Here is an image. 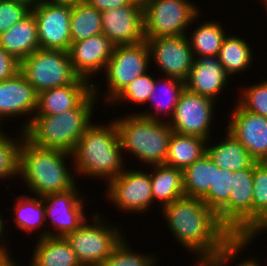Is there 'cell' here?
I'll return each mask as SVG.
<instances>
[{
	"instance_id": "c3c4849f",
	"label": "cell",
	"mask_w": 267,
	"mask_h": 266,
	"mask_svg": "<svg viewBox=\"0 0 267 266\" xmlns=\"http://www.w3.org/2000/svg\"><path fill=\"white\" fill-rule=\"evenodd\" d=\"M26 3L27 5L33 7L35 6L39 0H17Z\"/></svg>"
},
{
	"instance_id": "ba28073f",
	"label": "cell",
	"mask_w": 267,
	"mask_h": 266,
	"mask_svg": "<svg viewBox=\"0 0 267 266\" xmlns=\"http://www.w3.org/2000/svg\"><path fill=\"white\" fill-rule=\"evenodd\" d=\"M20 72L37 93L73 84L79 78L69 53L63 50L37 49L20 62Z\"/></svg>"
},
{
	"instance_id": "5b68a950",
	"label": "cell",
	"mask_w": 267,
	"mask_h": 266,
	"mask_svg": "<svg viewBox=\"0 0 267 266\" xmlns=\"http://www.w3.org/2000/svg\"><path fill=\"white\" fill-rule=\"evenodd\" d=\"M123 152L146 165L164 164L173 130L169 122L153 120L133 113L115 118Z\"/></svg>"
},
{
	"instance_id": "6da1fadb",
	"label": "cell",
	"mask_w": 267,
	"mask_h": 266,
	"mask_svg": "<svg viewBox=\"0 0 267 266\" xmlns=\"http://www.w3.org/2000/svg\"><path fill=\"white\" fill-rule=\"evenodd\" d=\"M161 211L175 241L197 257L215 254L233 236L200 198L184 195Z\"/></svg>"
},
{
	"instance_id": "44dd1931",
	"label": "cell",
	"mask_w": 267,
	"mask_h": 266,
	"mask_svg": "<svg viewBox=\"0 0 267 266\" xmlns=\"http://www.w3.org/2000/svg\"><path fill=\"white\" fill-rule=\"evenodd\" d=\"M90 82L79 77L73 84L38 93L35 115H56L77 107L93 91Z\"/></svg>"
},
{
	"instance_id": "8fae6325",
	"label": "cell",
	"mask_w": 267,
	"mask_h": 266,
	"mask_svg": "<svg viewBox=\"0 0 267 266\" xmlns=\"http://www.w3.org/2000/svg\"><path fill=\"white\" fill-rule=\"evenodd\" d=\"M105 195L109 203L123 211V213L139 214L146 212L154 202L151 188V176L148 171L130 170L124 171L107 183Z\"/></svg>"
},
{
	"instance_id": "ffe728a7",
	"label": "cell",
	"mask_w": 267,
	"mask_h": 266,
	"mask_svg": "<svg viewBox=\"0 0 267 266\" xmlns=\"http://www.w3.org/2000/svg\"><path fill=\"white\" fill-rule=\"evenodd\" d=\"M229 77L217 56H201L194 59L185 87L216 101V96L228 85Z\"/></svg>"
},
{
	"instance_id": "d6986e66",
	"label": "cell",
	"mask_w": 267,
	"mask_h": 266,
	"mask_svg": "<svg viewBox=\"0 0 267 266\" xmlns=\"http://www.w3.org/2000/svg\"><path fill=\"white\" fill-rule=\"evenodd\" d=\"M114 47L115 45L103 33L72 42L68 53L75 73L91 81L90 78H93L99 71L104 72Z\"/></svg>"
},
{
	"instance_id": "d6a6232c",
	"label": "cell",
	"mask_w": 267,
	"mask_h": 266,
	"mask_svg": "<svg viewBox=\"0 0 267 266\" xmlns=\"http://www.w3.org/2000/svg\"><path fill=\"white\" fill-rule=\"evenodd\" d=\"M267 222V167L262 162L253 164V231Z\"/></svg>"
},
{
	"instance_id": "7c38bea8",
	"label": "cell",
	"mask_w": 267,
	"mask_h": 266,
	"mask_svg": "<svg viewBox=\"0 0 267 266\" xmlns=\"http://www.w3.org/2000/svg\"><path fill=\"white\" fill-rule=\"evenodd\" d=\"M38 31L41 49L67 51L71 45V4L39 0L31 8Z\"/></svg>"
},
{
	"instance_id": "d4e9b609",
	"label": "cell",
	"mask_w": 267,
	"mask_h": 266,
	"mask_svg": "<svg viewBox=\"0 0 267 266\" xmlns=\"http://www.w3.org/2000/svg\"><path fill=\"white\" fill-rule=\"evenodd\" d=\"M30 266H82L65 237L38 238Z\"/></svg>"
},
{
	"instance_id": "5bb4252c",
	"label": "cell",
	"mask_w": 267,
	"mask_h": 266,
	"mask_svg": "<svg viewBox=\"0 0 267 266\" xmlns=\"http://www.w3.org/2000/svg\"><path fill=\"white\" fill-rule=\"evenodd\" d=\"M215 104L216 101L211 98L192 93L185 88L172 118L168 121L171 129L178 134L210 140Z\"/></svg>"
},
{
	"instance_id": "7402d4cb",
	"label": "cell",
	"mask_w": 267,
	"mask_h": 266,
	"mask_svg": "<svg viewBox=\"0 0 267 266\" xmlns=\"http://www.w3.org/2000/svg\"><path fill=\"white\" fill-rule=\"evenodd\" d=\"M0 46L19 62L40 48L33 12L0 35Z\"/></svg>"
},
{
	"instance_id": "e575fe53",
	"label": "cell",
	"mask_w": 267,
	"mask_h": 266,
	"mask_svg": "<svg viewBox=\"0 0 267 266\" xmlns=\"http://www.w3.org/2000/svg\"><path fill=\"white\" fill-rule=\"evenodd\" d=\"M21 132L19 137L22 139L6 136L5 133L0 135V180L19 176V150L25 137L24 131Z\"/></svg>"
},
{
	"instance_id": "f6af8a7d",
	"label": "cell",
	"mask_w": 267,
	"mask_h": 266,
	"mask_svg": "<svg viewBox=\"0 0 267 266\" xmlns=\"http://www.w3.org/2000/svg\"><path fill=\"white\" fill-rule=\"evenodd\" d=\"M198 259V260H197ZM197 264L194 266H216L208 257H197Z\"/></svg>"
},
{
	"instance_id": "9c48e42d",
	"label": "cell",
	"mask_w": 267,
	"mask_h": 266,
	"mask_svg": "<svg viewBox=\"0 0 267 266\" xmlns=\"http://www.w3.org/2000/svg\"><path fill=\"white\" fill-rule=\"evenodd\" d=\"M150 60V49L146 41L115 46L103 72L109 87L103 100L113 102L133 80L149 70Z\"/></svg>"
},
{
	"instance_id": "83f0119b",
	"label": "cell",
	"mask_w": 267,
	"mask_h": 266,
	"mask_svg": "<svg viewBox=\"0 0 267 266\" xmlns=\"http://www.w3.org/2000/svg\"><path fill=\"white\" fill-rule=\"evenodd\" d=\"M251 50L250 44L245 39L228 34L217 57L225 72L231 76L246 71L252 65L254 57Z\"/></svg>"
},
{
	"instance_id": "277c9868",
	"label": "cell",
	"mask_w": 267,
	"mask_h": 266,
	"mask_svg": "<svg viewBox=\"0 0 267 266\" xmlns=\"http://www.w3.org/2000/svg\"><path fill=\"white\" fill-rule=\"evenodd\" d=\"M96 87L93 84V91L75 108L56 115H34L24 131L25 137L39 147L72 153L92 123L93 107L100 97Z\"/></svg>"
},
{
	"instance_id": "836d02e7",
	"label": "cell",
	"mask_w": 267,
	"mask_h": 266,
	"mask_svg": "<svg viewBox=\"0 0 267 266\" xmlns=\"http://www.w3.org/2000/svg\"><path fill=\"white\" fill-rule=\"evenodd\" d=\"M232 174L230 170L220 169L214 163L213 185L201 200L216 214L228 203L232 188Z\"/></svg>"
},
{
	"instance_id": "816d5d0a",
	"label": "cell",
	"mask_w": 267,
	"mask_h": 266,
	"mask_svg": "<svg viewBox=\"0 0 267 266\" xmlns=\"http://www.w3.org/2000/svg\"><path fill=\"white\" fill-rule=\"evenodd\" d=\"M3 132H2V128H1V125H0V135L2 134Z\"/></svg>"
},
{
	"instance_id": "f546056e",
	"label": "cell",
	"mask_w": 267,
	"mask_h": 266,
	"mask_svg": "<svg viewBox=\"0 0 267 266\" xmlns=\"http://www.w3.org/2000/svg\"><path fill=\"white\" fill-rule=\"evenodd\" d=\"M71 42L85 40L102 32V14L86 2L71 4Z\"/></svg>"
},
{
	"instance_id": "4dcf8cb0",
	"label": "cell",
	"mask_w": 267,
	"mask_h": 266,
	"mask_svg": "<svg viewBox=\"0 0 267 266\" xmlns=\"http://www.w3.org/2000/svg\"><path fill=\"white\" fill-rule=\"evenodd\" d=\"M214 162L205 153L183 170L184 195L202 198L213 185Z\"/></svg>"
},
{
	"instance_id": "52a82bcc",
	"label": "cell",
	"mask_w": 267,
	"mask_h": 266,
	"mask_svg": "<svg viewBox=\"0 0 267 266\" xmlns=\"http://www.w3.org/2000/svg\"><path fill=\"white\" fill-rule=\"evenodd\" d=\"M94 214L89 224L85 221L77 230L65 236L82 266H98L125 235L120 231L121 228L106 223V220L104 222L100 213Z\"/></svg>"
},
{
	"instance_id": "e0dca14e",
	"label": "cell",
	"mask_w": 267,
	"mask_h": 266,
	"mask_svg": "<svg viewBox=\"0 0 267 266\" xmlns=\"http://www.w3.org/2000/svg\"><path fill=\"white\" fill-rule=\"evenodd\" d=\"M37 97L38 93L20 71L12 78L0 81V122L10 117L18 116L19 120L20 116H29L26 124L20 127L25 131L35 115Z\"/></svg>"
},
{
	"instance_id": "8992f818",
	"label": "cell",
	"mask_w": 267,
	"mask_h": 266,
	"mask_svg": "<svg viewBox=\"0 0 267 266\" xmlns=\"http://www.w3.org/2000/svg\"><path fill=\"white\" fill-rule=\"evenodd\" d=\"M188 0H142L145 38L187 35L185 29L200 16Z\"/></svg>"
},
{
	"instance_id": "30bf717a",
	"label": "cell",
	"mask_w": 267,
	"mask_h": 266,
	"mask_svg": "<svg viewBox=\"0 0 267 266\" xmlns=\"http://www.w3.org/2000/svg\"><path fill=\"white\" fill-rule=\"evenodd\" d=\"M217 218L233 236H247L253 231V165L233 172L229 201Z\"/></svg>"
},
{
	"instance_id": "8d00e7d4",
	"label": "cell",
	"mask_w": 267,
	"mask_h": 266,
	"mask_svg": "<svg viewBox=\"0 0 267 266\" xmlns=\"http://www.w3.org/2000/svg\"><path fill=\"white\" fill-rule=\"evenodd\" d=\"M251 242L252 240L248 236H232L215 254L210 255L208 258L216 266H227L232 260L234 261L238 253L241 254L242 250L247 247L246 245L249 246ZM244 260L235 266H260V263L255 261L256 259L252 257Z\"/></svg>"
},
{
	"instance_id": "7dc6e473",
	"label": "cell",
	"mask_w": 267,
	"mask_h": 266,
	"mask_svg": "<svg viewBox=\"0 0 267 266\" xmlns=\"http://www.w3.org/2000/svg\"><path fill=\"white\" fill-rule=\"evenodd\" d=\"M44 1L53 2V3H69V4L85 2V0H44Z\"/></svg>"
},
{
	"instance_id": "4fadbf2b",
	"label": "cell",
	"mask_w": 267,
	"mask_h": 266,
	"mask_svg": "<svg viewBox=\"0 0 267 266\" xmlns=\"http://www.w3.org/2000/svg\"><path fill=\"white\" fill-rule=\"evenodd\" d=\"M76 185L66 191L47 194L42 196L44 207H45V217L51 226L56 230L55 232L51 230H42L39 233V238L46 236L52 237H65L67 234L77 230L86 220L84 214V196L79 195L78 188ZM50 231V232H49ZM55 233V234H54Z\"/></svg>"
},
{
	"instance_id": "ee69618b",
	"label": "cell",
	"mask_w": 267,
	"mask_h": 266,
	"mask_svg": "<svg viewBox=\"0 0 267 266\" xmlns=\"http://www.w3.org/2000/svg\"><path fill=\"white\" fill-rule=\"evenodd\" d=\"M2 218H3V216H1V214H0V240L1 241L3 240L2 242L0 241V252L9 250L7 248V242H5V240H4V236L2 237V235L4 234L3 233L4 232L3 230L5 229V227H4L5 222H4V220ZM4 243H6V244L4 245Z\"/></svg>"
},
{
	"instance_id": "ac0fdd59",
	"label": "cell",
	"mask_w": 267,
	"mask_h": 266,
	"mask_svg": "<svg viewBox=\"0 0 267 266\" xmlns=\"http://www.w3.org/2000/svg\"><path fill=\"white\" fill-rule=\"evenodd\" d=\"M230 120L226 130L256 162H262L267 157V117L247 111L236 103Z\"/></svg>"
},
{
	"instance_id": "cb8c5ba5",
	"label": "cell",
	"mask_w": 267,
	"mask_h": 266,
	"mask_svg": "<svg viewBox=\"0 0 267 266\" xmlns=\"http://www.w3.org/2000/svg\"><path fill=\"white\" fill-rule=\"evenodd\" d=\"M225 138L213 146L208 144L206 153L211 160L220 168L236 172L241 169L250 168L256 161L250 156L248 150L225 129Z\"/></svg>"
},
{
	"instance_id": "bcb514c9",
	"label": "cell",
	"mask_w": 267,
	"mask_h": 266,
	"mask_svg": "<svg viewBox=\"0 0 267 266\" xmlns=\"http://www.w3.org/2000/svg\"><path fill=\"white\" fill-rule=\"evenodd\" d=\"M267 232V222L260 228V229H258V230H255V231H252L250 234H248L247 236L251 239V240H253L256 236H257V234L259 235V233L261 232Z\"/></svg>"
},
{
	"instance_id": "9a60e30c",
	"label": "cell",
	"mask_w": 267,
	"mask_h": 266,
	"mask_svg": "<svg viewBox=\"0 0 267 266\" xmlns=\"http://www.w3.org/2000/svg\"><path fill=\"white\" fill-rule=\"evenodd\" d=\"M145 39L150 49V61H154L164 77L185 82L195 59L187 35Z\"/></svg>"
},
{
	"instance_id": "f907efd6",
	"label": "cell",
	"mask_w": 267,
	"mask_h": 266,
	"mask_svg": "<svg viewBox=\"0 0 267 266\" xmlns=\"http://www.w3.org/2000/svg\"><path fill=\"white\" fill-rule=\"evenodd\" d=\"M262 163L267 167V157L262 161Z\"/></svg>"
},
{
	"instance_id": "1f68e13d",
	"label": "cell",
	"mask_w": 267,
	"mask_h": 266,
	"mask_svg": "<svg viewBox=\"0 0 267 266\" xmlns=\"http://www.w3.org/2000/svg\"><path fill=\"white\" fill-rule=\"evenodd\" d=\"M18 197V198H17ZM16 197V206L13 207L14 218L17 229L23 230L27 233H33L41 226L45 225V207L42 197L20 195Z\"/></svg>"
},
{
	"instance_id": "603a6c76",
	"label": "cell",
	"mask_w": 267,
	"mask_h": 266,
	"mask_svg": "<svg viewBox=\"0 0 267 266\" xmlns=\"http://www.w3.org/2000/svg\"><path fill=\"white\" fill-rule=\"evenodd\" d=\"M156 78L157 79H155V82L153 84V90L147 101V103H151L150 106H152V109L154 108L153 110L155 112H150L146 107V110H144V112H138L136 114L145 118L161 121L162 119L164 120L163 116L172 118L180 95L186 87L185 82L178 78L165 77L163 79H160L161 81L158 80V77ZM160 93L162 96H160ZM161 113L164 115L162 116Z\"/></svg>"
},
{
	"instance_id": "4316f807",
	"label": "cell",
	"mask_w": 267,
	"mask_h": 266,
	"mask_svg": "<svg viewBox=\"0 0 267 266\" xmlns=\"http://www.w3.org/2000/svg\"><path fill=\"white\" fill-rule=\"evenodd\" d=\"M207 139L173 132L164 164L184 170L206 153Z\"/></svg>"
},
{
	"instance_id": "f1b7e54d",
	"label": "cell",
	"mask_w": 267,
	"mask_h": 266,
	"mask_svg": "<svg viewBox=\"0 0 267 266\" xmlns=\"http://www.w3.org/2000/svg\"><path fill=\"white\" fill-rule=\"evenodd\" d=\"M194 32L188 36L194 58L201 56H218L225 37L222 25L214 20L205 21L195 27Z\"/></svg>"
},
{
	"instance_id": "b9f144b4",
	"label": "cell",
	"mask_w": 267,
	"mask_h": 266,
	"mask_svg": "<svg viewBox=\"0 0 267 266\" xmlns=\"http://www.w3.org/2000/svg\"><path fill=\"white\" fill-rule=\"evenodd\" d=\"M134 0H85V2L95 7L99 12L110 9L121 8L130 5Z\"/></svg>"
},
{
	"instance_id": "484cf974",
	"label": "cell",
	"mask_w": 267,
	"mask_h": 266,
	"mask_svg": "<svg viewBox=\"0 0 267 266\" xmlns=\"http://www.w3.org/2000/svg\"><path fill=\"white\" fill-rule=\"evenodd\" d=\"M153 200L160 202L161 209L184 196L183 170L165 164L151 166Z\"/></svg>"
},
{
	"instance_id": "681fc988",
	"label": "cell",
	"mask_w": 267,
	"mask_h": 266,
	"mask_svg": "<svg viewBox=\"0 0 267 266\" xmlns=\"http://www.w3.org/2000/svg\"><path fill=\"white\" fill-rule=\"evenodd\" d=\"M262 1H263L265 9L267 10V0H262ZM266 13H267V11H266Z\"/></svg>"
},
{
	"instance_id": "60d3db41",
	"label": "cell",
	"mask_w": 267,
	"mask_h": 266,
	"mask_svg": "<svg viewBox=\"0 0 267 266\" xmlns=\"http://www.w3.org/2000/svg\"><path fill=\"white\" fill-rule=\"evenodd\" d=\"M20 71V62L0 46V81L12 78Z\"/></svg>"
},
{
	"instance_id": "74e56055",
	"label": "cell",
	"mask_w": 267,
	"mask_h": 266,
	"mask_svg": "<svg viewBox=\"0 0 267 266\" xmlns=\"http://www.w3.org/2000/svg\"><path fill=\"white\" fill-rule=\"evenodd\" d=\"M237 103L245 110L267 117V80L245 86Z\"/></svg>"
},
{
	"instance_id": "7a4b0ae2",
	"label": "cell",
	"mask_w": 267,
	"mask_h": 266,
	"mask_svg": "<svg viewBox=\"0 0 267 266\" xmlns=\"http://www.w3.org/2000/svg\"><path fill=\"white\" fill-rule=\"evenodd\" d=\"M94 124L96 123H91L86 128L71 153V161L75 167L72 166V169L76 171L73 174L103 178L108 182L118 177L125 169L123 150L113 120L104 124L105 126Z\"/></svg>"
},
{
	"instance_id": "f35d334b",
	"label": "cell",
	"mask_w": 267,
	"mask_h": 266,
	"mask_svg": "<svg viewBox=\"0 0 267 266\" xmlns=\"http://www.w3.org/2000/svg\"><path fill=\"white\" fill-rule=\"evenodd\" d=\"M149 70L133 80L114 100L113 103L134 102L135 104H143L153 90L155 79L152 75L147 74ZM119 101V102H118Z\"/></svg>"
},
{
	"instance_id": "ab89813d",
	"label": "cell",
	"mask_w": 267,
	"mask_h": 266,
	"mask_svg": "<svg viewBox=\"0 0 267 266\" xmlns=\"http://www.w3.org/2000/svg\"><path fill=\"white\" fill-rule=\"evenodd\" d=\"M31 6L17 0L0 1V35L31 12Z\"/></svg>"
},
{
	"instance_id": "3957f363",
	"label": "cell",
	"mask_w": 267,
	"mask_h": 266,
	"mask_svg": "<svg viewBox=\"0 0 267 266\" xmlns=\"http://www.w3.org/2000/svg\"><path fill=\"white\" fill-rule=\"evenodd\" d=\"M71 158V153L39 147L24 137L19 150L18 177L34 196L69 190L77 184L65 162Z\"/></svg>"
},
{
	"instance_id": "7bdbcfd3",
	"label": "cell",
	"mask_w": 267,
	"mask_h": 266,
	"mask_svg": "<svg viewBox=\"0 0 267 266\" xmlns=\"http://www.w3.org/2000/svg\"><path fill=\"white\" fill-rule=\"evenodd\" d=\"M9 250L0 252V266H20L13 260Z\"/></svg>"
},
{
	"instance_id": "2e32d148",
	"label": "cell",
	"mask_w": 267,
	"mask_h": 266,
	"mask_svg": "<svg viewBox=\"0 0 267 266\" xmlns=\"http://www.w3.org/2000/svg\"><path fill=\"white\" fill-rule=\"evenodd\" d=\"M102 14V32L115 45H134L146 41L142 0L106 10Z\"/></svg>"
},
{
	"instance_id": "d590c367",
	"label": "cell",
	"mask_w": 267,
	"mask_h": 266,
	"mask_svg": "<svg viewBox=\"0 0 267 266\" xmlns=\"http://www.w3.org/2000/svg\"><path fill=\"white\" fill-rule=\"evenodd\" d=\"M122 240L113 248L110 255L98 266H156L155 254H137Z\"/></svg>"
}]
</instances>
